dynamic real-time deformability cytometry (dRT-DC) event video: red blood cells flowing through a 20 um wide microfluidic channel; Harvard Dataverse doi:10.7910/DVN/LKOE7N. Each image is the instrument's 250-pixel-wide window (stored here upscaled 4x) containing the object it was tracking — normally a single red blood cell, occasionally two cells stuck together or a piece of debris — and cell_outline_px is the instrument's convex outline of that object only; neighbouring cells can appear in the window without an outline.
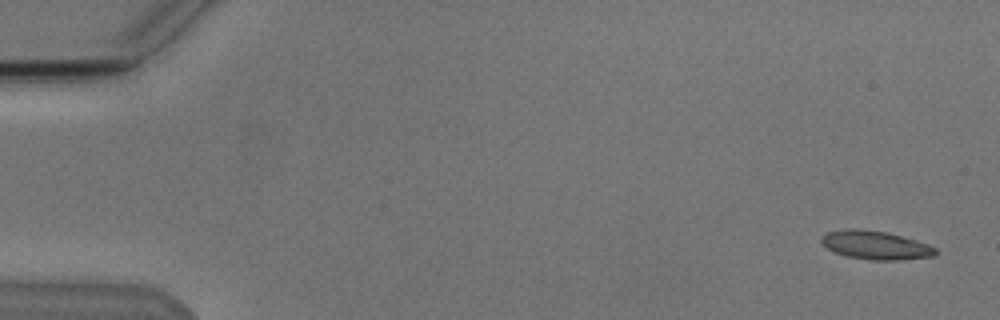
{"species": "Egyptian fruit bat (a non-hibernating species)", "species_latin": "Rousettus aegyptiacus", "temperature_condition": "cold", "stored_images_in_passage": 5, "camera_frame_rate_fps": 3000, "um_per_image_px": 0.085, "animal": {"sex": "male"}, "frame": {"image": 1, "passage_image": 1, "time_ms": 0.0, "image_size_px": [1000, 320], "cell_outline_px": [[936, 256], [900, 260], [868, 260], [848, 256], [836, 252], [828, 248], [820, 240], [820, 236], [828, 232], [848, 228], [856, 228], [888, 232], [916, 240], [928, 244], [936, 248]], "centroid_in_image_um": [74.44, 20.83], "position_along_channel_um": 10.6, "area_um2": 19.02}}